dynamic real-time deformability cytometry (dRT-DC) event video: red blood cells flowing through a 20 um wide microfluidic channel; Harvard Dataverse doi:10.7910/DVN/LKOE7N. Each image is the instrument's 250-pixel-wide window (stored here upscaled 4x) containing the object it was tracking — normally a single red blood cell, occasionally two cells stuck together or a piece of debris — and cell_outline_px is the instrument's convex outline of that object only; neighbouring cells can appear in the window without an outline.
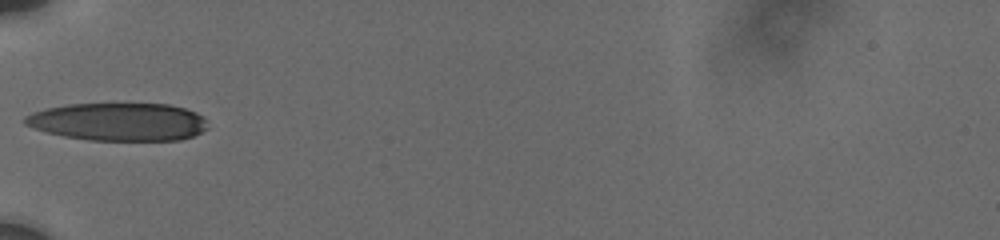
{"species": "human", "species_latin": "Homo sapiens", "temperature_condition": "cold", "stored_images_in_passage": 6, "camera_frame_rate_fps": 3000, "um_per_image_px": 0.085, "donor": {"sex": "male"}, "frame": {"image": 1, "passage_image": 1, "time_ms": 0.0, "image_size_px": [1000, 240], "cell_outline_px": [[208, 128], [192, 136], [180, 140], [88, 140], [64, 136], [48, 132], [24, 124], [20, 120], [24, 116], [32, 112], [44, 108], [68, 104], [168, 104], [184, 108], [196, 112], [204, 116], [208, 120]], "centroid_in_image_um": [10.07, 10.35], "position_along_channel_um": 74.9, "area_um2": 40.58}}
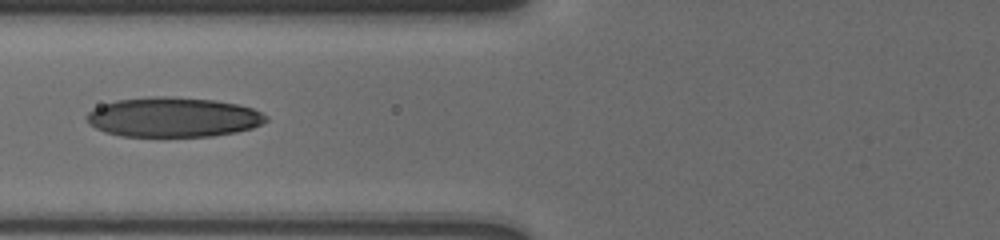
{"frame": {"image": 2, "passage_image": 4, "time_ms": 1.0, "image_size_px": [1000, 240], "cell_outline_px": [[268, 120], [252, 128], [236, 132], [212, 136], [120, 136], [104, 132], [88, 124], [88, 112], [92, 108], [116, 100], [152, 96], [164, 96], [216, 100], [236, 104], [252, 108], [268, 116]], "centroid_in_image_um": [14.71, 9.96], "position_along_channel_um": 111.1, "area_um2": 41.5}}